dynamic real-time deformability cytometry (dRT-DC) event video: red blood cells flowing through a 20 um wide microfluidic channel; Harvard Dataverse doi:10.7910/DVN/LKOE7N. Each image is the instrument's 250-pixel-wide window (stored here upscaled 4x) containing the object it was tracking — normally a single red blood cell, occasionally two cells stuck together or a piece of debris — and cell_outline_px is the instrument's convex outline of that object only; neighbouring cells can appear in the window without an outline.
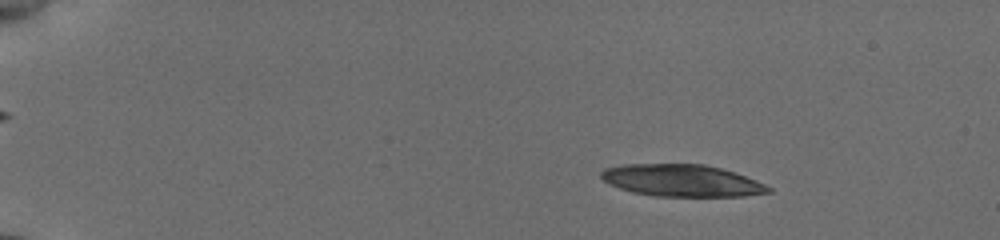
{"species": "common noctule bat (a hibernating species)", "species_latin": "Nyctalus noctula", "temperature_condition": "cold", "stored_images_in_passage": 27, "camera_frame_rate_fps": 3000, "um_per_image_px": 0.085, "animal": {"sex": "female", "body_mass_g": 19.5, "forearm_length_mm": 54.1}, "frame": {"image": 1, "passage_image": 9, "time_ms": 2.667, "image_size_px": [1000, 240], "cell_outline_px": [[772, 192], [744, 196], [656, 196], [632, 192], [608, 184], [600, 176], [600, 172], [604, 168], [624, 164], [704, 164], [720, 168], [756, 180], [772, 188]], "centroid_in_image_um": [57.92, 15.34], "position_along_channel_um": 27.1, "area_um2": 31.1}}